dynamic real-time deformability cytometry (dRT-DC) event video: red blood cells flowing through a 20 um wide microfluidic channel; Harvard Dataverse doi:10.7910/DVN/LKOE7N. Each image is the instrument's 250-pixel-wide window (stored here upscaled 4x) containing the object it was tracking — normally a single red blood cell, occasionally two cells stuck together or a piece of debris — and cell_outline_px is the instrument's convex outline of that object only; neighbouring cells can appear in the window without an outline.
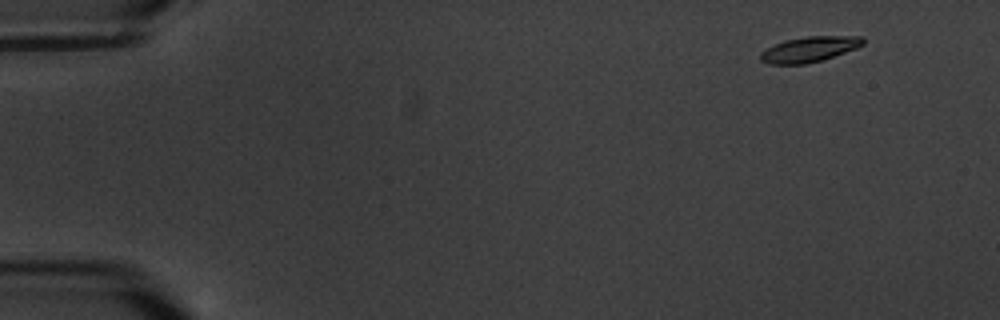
{"species": "common noctule bat (a hibernating species)", "species_latin": "Nyctalus noctula", "temperature_condition": "warm", "stored_images_in_passage": 5, "camera_frame_rate_fps": 3000, "um_per_image_px": 0.085, "animal": {"sex": "male", "body_mass_g": 20.1, "forearm_length_mm": 53.5}, "frame": {"image": 1, "passage_image": 2, "time_ms": 1.0, "image_size_px": [1000, 320], "cell_outline_px": [[864, 44], [856, 48], [820, 60], [804, 64], [768, 64], [760, 60], [760, 52], [784, 40], [808, 36], [864, 36]], "centroid_in_image_um": [68.78, 4.18], "position_along_channel_um": 16.2, "area_um2": 14.97}}